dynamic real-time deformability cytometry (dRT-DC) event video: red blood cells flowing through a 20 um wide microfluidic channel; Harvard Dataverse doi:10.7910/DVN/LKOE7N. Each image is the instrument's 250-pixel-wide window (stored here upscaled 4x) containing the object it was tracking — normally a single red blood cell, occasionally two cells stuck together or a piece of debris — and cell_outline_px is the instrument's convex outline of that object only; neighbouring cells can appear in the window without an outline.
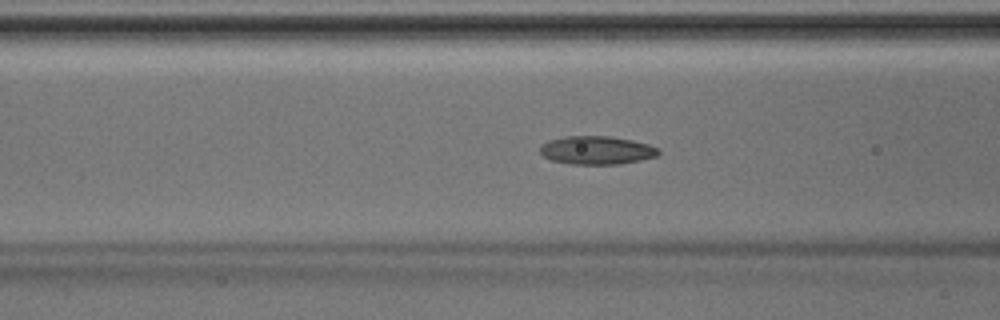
{"species": "Egyptian fruit bat (a non-hibernating species)", "species_latin": "Rousettus aegyptiacus", "temperature_condition": "room temperature", "stored_images_in_passage": 44, "camera_frame_rate_fps": 3000, "um_per_image_px": 0.085, "animal": {"sex": "male"}, "frame": {"image": 1, "passage_image": 16, "time_ms": 5.0, "image_size_px": [1000, 320], "cell_outline_px": [[660, 152], [656, 156], [640, 160], [620, 164], [572, 164], [552, 160], [544, 156], [540, 152], [540, 144], [548, 140], [564, 136], [608, 136], [632, 140], [648, 144], [660, 148]], "centroid_in_image_um": [50.71, 12.76], "position_along_channel_um": 115.9, "area_um2": 19.59}}
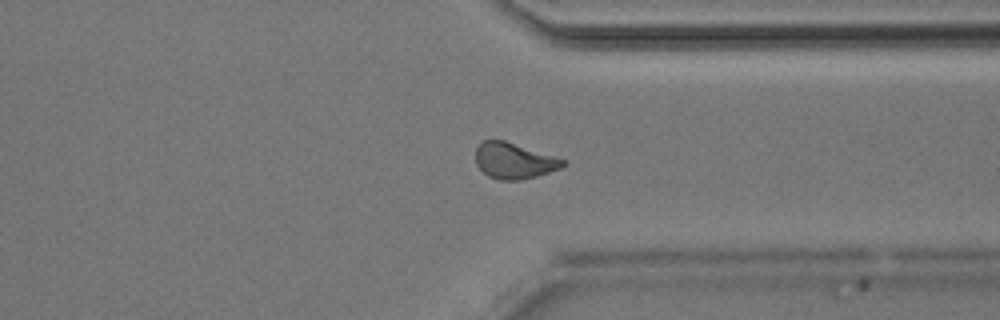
{"frame": {"image": 2, "passage_image": 33, "time_ms": 10.667, "image_size_px": [1000, 320], "cell_outline_px": [[568, 164], [560, 168], [536, 176], [520, 180], [500, 180], [488, 176], [476, 164], [476, 148], [480, 140], [504, 140], [568, 160]], "centroid_in_image_um": [43.71, 13.65], "position_along_channel_um": 367.7, "area_um2": 18.38}}
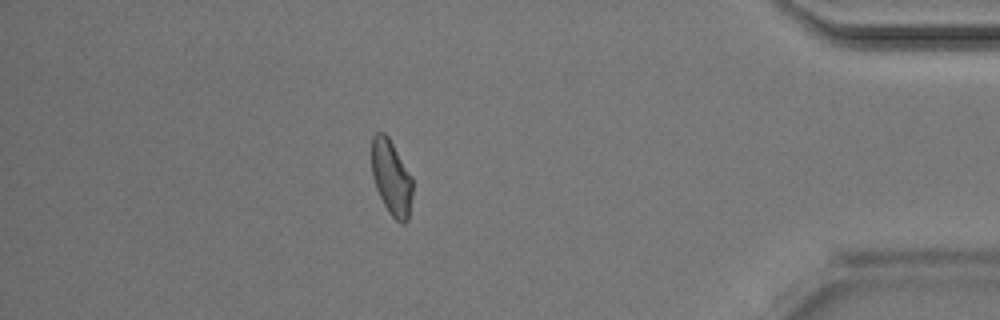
{"frame": {"image": 3, "passage_image": 38, "time_ms": 12.333, "image_size_px": [1000, 320], "cell_outline_px": [[412, 196], [408, 220], [404, 224], [400, 224], [388, 212], [376, 188], [372, 176], [372, 136], [376, 132], [384, 132], [388, 136], [412, 176]], "centroid_in_image_um": [33.27, 15.11], "position_along_channel_um": 401.9, "area_um2": 17.98}}